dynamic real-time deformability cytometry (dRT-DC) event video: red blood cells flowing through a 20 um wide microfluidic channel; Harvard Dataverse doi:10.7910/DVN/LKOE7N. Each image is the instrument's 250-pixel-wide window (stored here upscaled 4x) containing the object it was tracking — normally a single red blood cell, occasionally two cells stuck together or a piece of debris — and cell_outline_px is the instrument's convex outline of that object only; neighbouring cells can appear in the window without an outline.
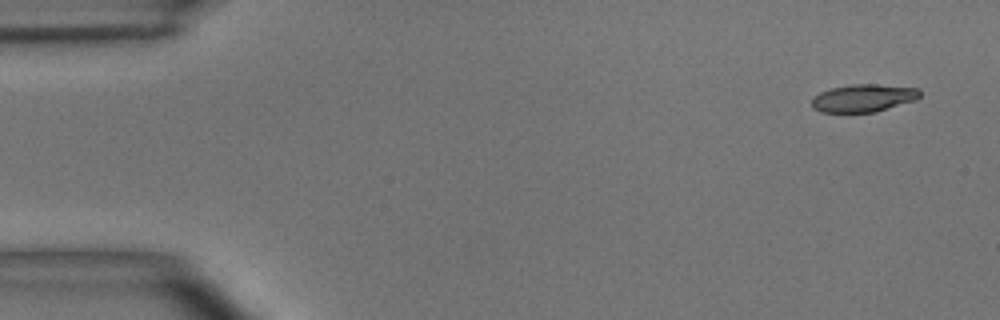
{"species": "common noctule bat (a hibernating species)", "species_latin": "Nyctalus noctula", "temperature_condition": "room temperature", "stored_images_in_passage": 5, "camera_frame_rate_fps": 3000, "um_per_image_px": 0.085, "animal": {"sex": "male", "body_mass_g": 15.6}, "frame": {"image": 1, "passage_image": 1, "time_ms": 0.0, "image_size_px": [1000, 320], "cell_outline_px": [[920, 96], [916, 100], [876, 112], [820, 112], [812, 108], [812, 100], [820, 92], [832, 88], [852, 84], [876, 84], [920, 88]], "centroid_in_image_um": [73.42, 8.34], "position_along_channel_um": 11.6, "area_um2": 17.46}}
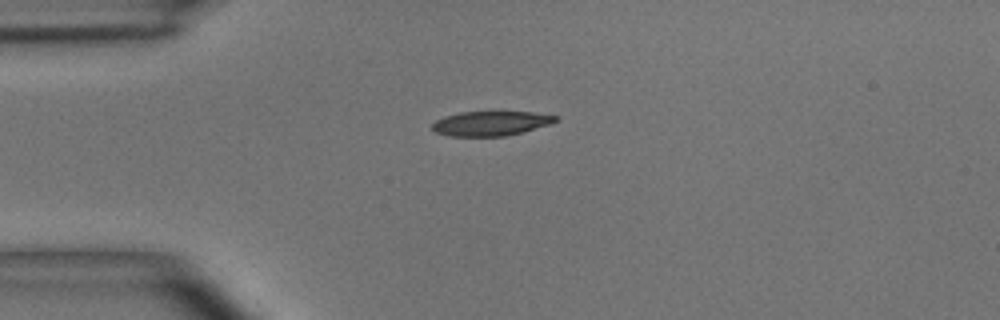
{"frame": {"image": 2, "passage_image": 3, "time_ms": 3.333, "image_size_px": [1000, 320], "cell_outline_px": [[560, 120], [552, 124], [504, 136], [448, 136], [436, 132], [432, 128], [432, 124], [436, 120], [444, 116], [460, 112], [532, 112], [560, 116]], "centroid_in_image_um": [41.75, 10.48], "position_along_channel_um": 43.2, "area_um2": 17.69}}
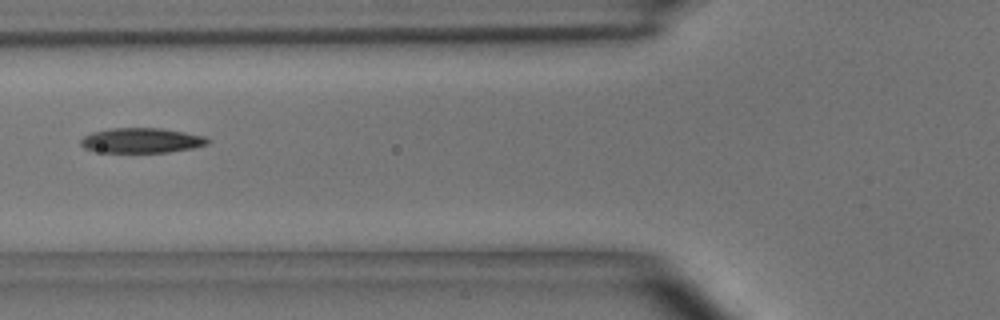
{"frame": {"image": 3, "passage_image": 5, "time_ms": 5.667, "image_size_px": [1000, 320], "cell_outline_px": [[212, 140], [208, 144], [192, 148], [168, 152], [96, 152], [84, 148], [80, 144], [80, 140], [84, 136], [92, 132], [112, 128], [160, 128], [184, 132], [204, 136]], "centroid_in_image_um": [12.02, 11.94], "position_along_channel_um": 113.8, "area_um2": 18.5}}